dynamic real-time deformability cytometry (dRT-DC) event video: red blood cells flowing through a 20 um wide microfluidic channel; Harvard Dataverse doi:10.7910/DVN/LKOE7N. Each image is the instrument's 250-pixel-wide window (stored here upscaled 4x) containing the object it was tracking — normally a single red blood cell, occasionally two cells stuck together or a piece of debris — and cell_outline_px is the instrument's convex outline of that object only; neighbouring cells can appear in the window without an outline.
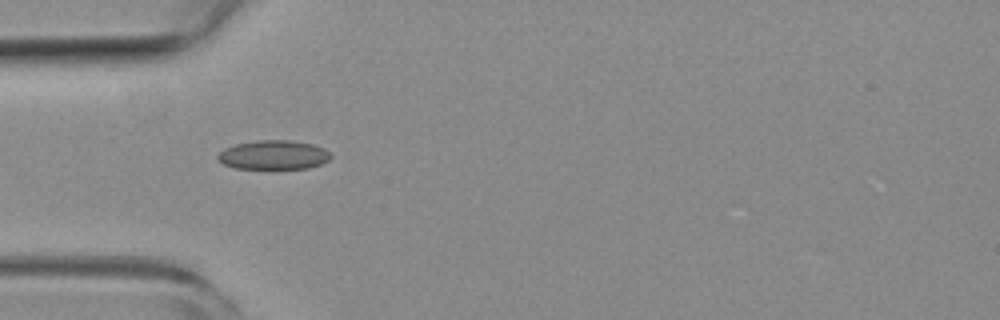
{"species": "common noctule bat (a hibernating species)", "species_latin": "Nyctalus noctula", "temperature_condition": "room temperature", "stored_images_in_passage": 5, "camera_frame_rate_fps": 3000, "um_per_image_px": 0.085, "animal": {"sex": "female", "body_mass_g": 19.3, "forearm_length_mm": 54.1}, "frame": {"image": 1, "passage_image": 2, "time_ms": 0.333, "image_size_px": [1000, 320], "cell_outline_px": [[332, 156], [328, 160], [320, 164], [308, 168], [236, 168], [224, 164], [216, 156], [224, 148], [236, 144], [260, 140], [292, 140], [312, 144], [324, 148]], "centroid_in_image_um": [23.26, 13.16], "position_along_channel_um": 61.7, "area_um2": 18.96}}